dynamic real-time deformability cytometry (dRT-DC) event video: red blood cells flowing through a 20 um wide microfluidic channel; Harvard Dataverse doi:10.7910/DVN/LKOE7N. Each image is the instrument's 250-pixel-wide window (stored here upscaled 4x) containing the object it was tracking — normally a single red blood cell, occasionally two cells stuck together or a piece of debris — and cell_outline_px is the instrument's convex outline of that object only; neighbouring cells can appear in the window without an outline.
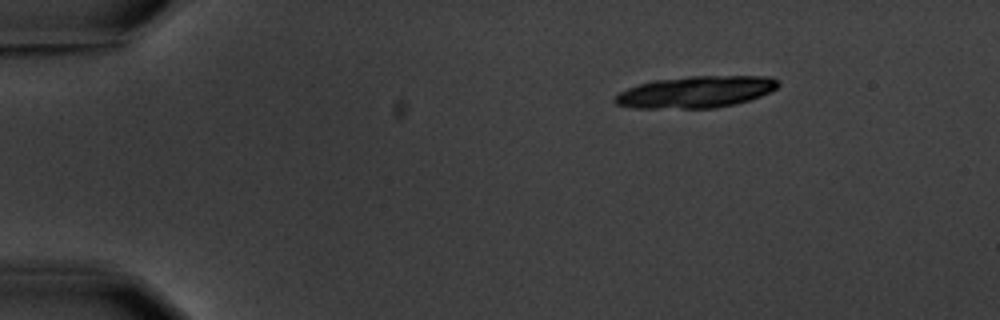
{"species": "common noctule bat (a hibernating species)", "species_latin": "Nyctalus noctula", "temperature_condition": "warm", "stored_images_in_passage": 4, "camera_frame_rate_fps": 3000, "um_per_image_px": 0.085, "animal": {"sex": "male", "body_mass_g": 20.1, "forearm_length_mm": 53.5}, "frame": {"image": 1, "passage_image": 1, "time_ms": 0.0, "image_size_px": [1000, 320], "cell_outline_px": [[780, 84], [776, 88], [760, 96], [748, 100], [716, 108], [632, 108], [616, 104], [612, 100], [620, 92], [628, 88], [652, 80], [688, 76], [768, 76], [776, 80]], "centroid_in_image_um": [59.11, 7.81], "position_along_channel_um": 25.9, "area_um2": 30.0}}